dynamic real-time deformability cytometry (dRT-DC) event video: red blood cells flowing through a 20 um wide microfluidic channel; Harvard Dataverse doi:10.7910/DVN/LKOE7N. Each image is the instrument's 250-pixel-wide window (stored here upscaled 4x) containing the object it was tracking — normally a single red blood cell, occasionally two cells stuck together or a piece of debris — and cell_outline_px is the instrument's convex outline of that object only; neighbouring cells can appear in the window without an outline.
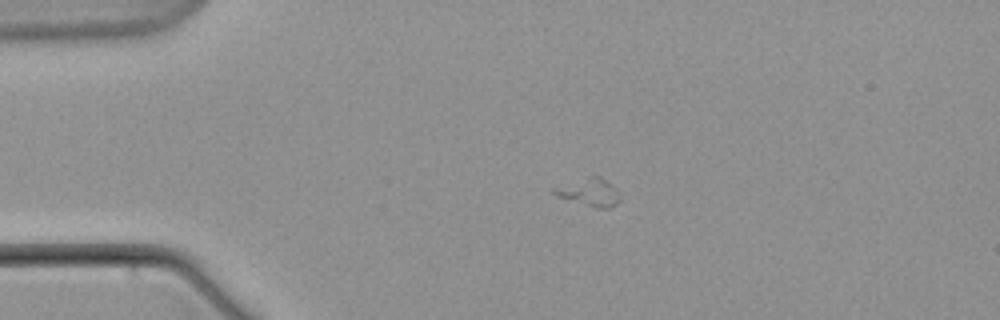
{"species": "common noctule bat (a hibernating species)", "species_latin": "Nyctalus noctula", "temperature_condition": "warm", "stored_images_in_passage": 4, "camera_frame_rate_fps": 3000, "um_per_image_px": 0.085, "animal": {"sex": "male", "body_mass_g": 21.5, "forearm_length_mm": 52.0}, "frame": {"image": 1, "passage_image": 1, "time_ms": 0.0, "image_size_px": [1000, 320], "cell_outline_px": [[620, 200], [616, 204], [608, 208], [596, 208], [556, 196], [552, 192], [552, 188], [592, 176], [600, 176], [616, 188], [620, 192]], "centroid_in_image_um": [50.13, 16.36], "position_along_channel_um": 34.9, "area_um2": 10.46}}
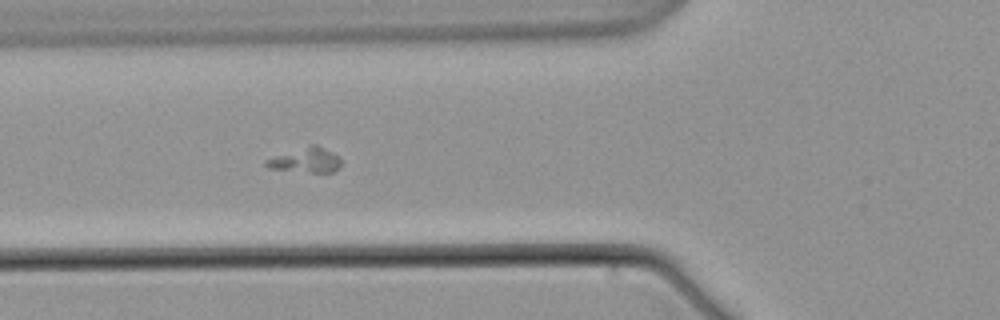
{"frame": {"image": 2, "passage_image": 4, "time_ms": 3.667, "image_size_px": [1000, 320], "cell_outline_px": [[340, 168], [332, 172], [312, 172], [268, 168], [264, 164], [264, 160], [312, 144], [316, 144], [332, 152], [340, 160]], "centroid_in_image_um": [26.0, 13.62], "position_along_channel_um": 99.8, "area_um2": 10.52}}